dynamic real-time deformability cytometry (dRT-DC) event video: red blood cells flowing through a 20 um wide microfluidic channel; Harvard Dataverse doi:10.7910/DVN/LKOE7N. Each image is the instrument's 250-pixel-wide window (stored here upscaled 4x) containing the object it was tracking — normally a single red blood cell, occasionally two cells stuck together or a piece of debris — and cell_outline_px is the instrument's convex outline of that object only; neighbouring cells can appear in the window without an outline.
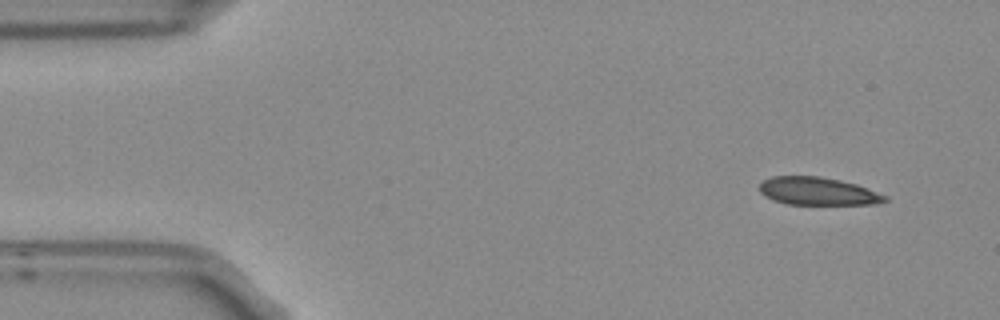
{"species": "Egyptian fruit bat (a non-hibernating species)", "species_latin": "Rousettus aegyptiacus", "temperature_condition": "room temperature", "stored_images_in_passage": 4, "camera_frame_rate_fps": 3000, "um_per_image_px": 0.085, "frame": {"image": 1, "passage_image": 1, "time_ms": 0.0, "image_size_px": [1000, 320], "cell_outline_px": [[888, 200], [876, 204], [788, 204], [772, 200], [764, 196], [760, 192], [760, 184], [764, 180], [772, 176], [820, 176], [840, 180], [856, 184], [888, 196]], "centroid_in_image_um": [69.51, 16.25], "position_along_channel_um": 15.5, "area_um2": 20.35}}
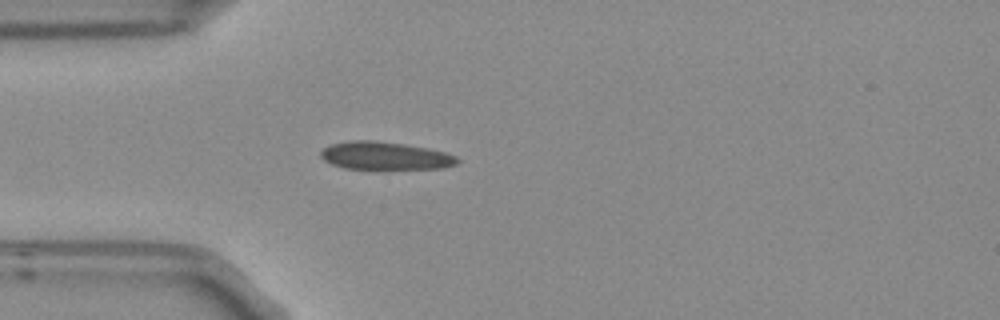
{"frame": {"image": 2, "passage_image": 4, "time_ms": 1.0, "image_size_px": [1000, 320], "cell_outline_px": [[460, 160], [456, 164], [444, 168], [344, 168], [332, 164], [324, 160], [320, 156], [320, 152], [328, 144], [348, 140], [376, 140], [404, 144], [428, 148], [448, 152], [456, 156]], "centroid_in_image_um": [32.72, 13.22], "position_along_channel_um": 52.3, "area_um2": 22.2}}